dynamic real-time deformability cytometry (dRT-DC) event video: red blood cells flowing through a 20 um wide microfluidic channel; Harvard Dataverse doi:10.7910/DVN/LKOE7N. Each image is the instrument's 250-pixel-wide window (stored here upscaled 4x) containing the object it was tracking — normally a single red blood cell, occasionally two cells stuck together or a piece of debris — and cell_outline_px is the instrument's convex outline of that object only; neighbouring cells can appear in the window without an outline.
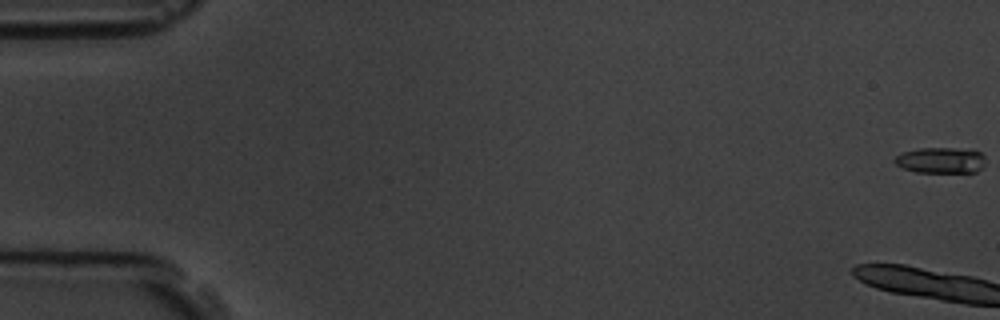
{"species": "common noctule bat (a hibernating species)", "species_latin": "Nyctalus noctula", "temperature_condition": "room temperature", "stored_images_in_passage": 6, "camera_frame_rate_fps": 3000, "um_per_image_px": 0.085, "animal": {"sex": "male", "body_mass_g": 19.5, "forearm_length_mm": 54.6}, "frame": {"image": 1, "passage_image": 1, "time_ms": 0.0, "image_size_px": [1000, 320], "cell_outline_px": [[984, 168], [976, 172], [916, 172], [900, 168], [892, 160], [900, 152], [916, 148], [972, 148], [980, 152], [984, 156]], "centroid_in_image_um": [79.95, 13.61], "position_along_channel_um": 5.0, "area_um2": 14.16}}